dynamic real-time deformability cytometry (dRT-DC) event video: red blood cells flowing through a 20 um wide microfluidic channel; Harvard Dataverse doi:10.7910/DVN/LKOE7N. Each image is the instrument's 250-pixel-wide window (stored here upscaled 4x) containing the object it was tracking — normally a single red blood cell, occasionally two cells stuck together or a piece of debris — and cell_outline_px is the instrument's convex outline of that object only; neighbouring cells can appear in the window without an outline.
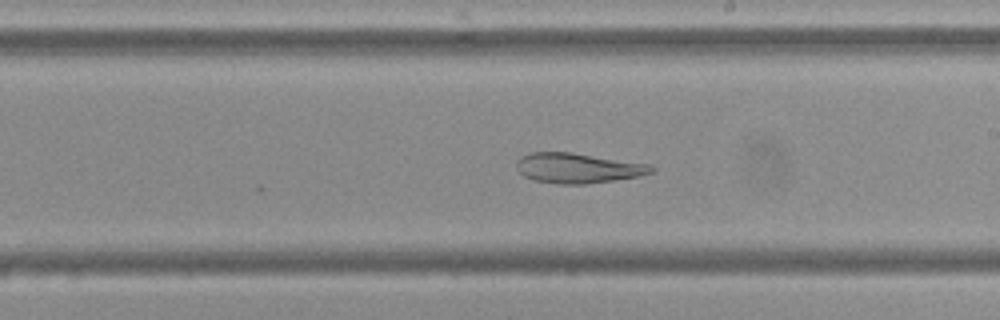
{"species": "Egyptian fruit bat (a non-hibernating species)", "species_latin": "Rousettus aegyptiacus", "temperature_condition": "cold", "stored_images_in_passage": 31, "camera_frame_rate_fps": 3000, "um_per_image_px": 0.085, "frame": {"image": 1, "passage_image": 31, "time_ms": 10.0, "image_size_px": [1000, 320], "cell_outline_px": [[656, 172], [636, 176], [612, 180], [584, 184], [556, 184], [532, 180], [524, 176], [516, 168], [516, 160], [520, 156], [528, 152], [572, 152], [652, 164], [656, 168]], "centroid_in_image_um": [49.11, 14.27], "position_along_channel_um": 239.9, "area_um2": 23.93}}